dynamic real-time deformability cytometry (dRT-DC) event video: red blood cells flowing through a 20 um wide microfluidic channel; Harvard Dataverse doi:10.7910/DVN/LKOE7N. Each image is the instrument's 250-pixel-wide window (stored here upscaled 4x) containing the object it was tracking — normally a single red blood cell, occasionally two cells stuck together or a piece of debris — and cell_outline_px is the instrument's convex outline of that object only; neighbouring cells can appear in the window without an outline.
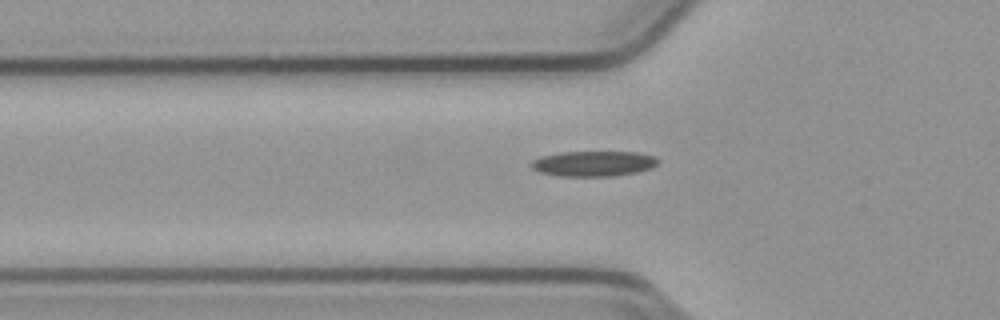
{"species": "common noctule bat (a hibernating species)", "species_latin": "Nyctalus noctula", "temperature_condition": "cold", "stored_images_in_passage": 38, "camera_frame_rate_fps": 3000, "um_per_image_px": 0.085, "animal": {"sex": "male", "body_mass_g": 23.1, "forearm_length_mm": 52.7}, "frame": {"image": 1, "passage_image": 3, "time_ms": 0.667, "image_size_px": [1000, 320], "cell_outline_px": [[660, 160], [652, 168], [636, 172], [612, 176], [560, 176], [540, 172], [532, 168], [528, 164], [532, 160], [540, 156], [560, 152], [636, 152], [656, 156]], "centroid_in_image_um": [50.43, 13.9], "position_along_channel_um": 75.4, "area_um2": 18.84}}
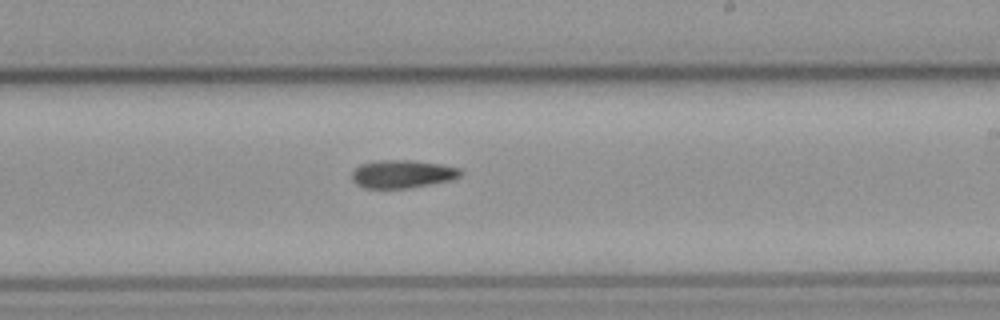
{"frame": {"image": 2, "passage_image": 17, "time_ms": 5.333, "image_size_px": [1000, 320], "cell_outline_px": [[464, 172], [460, 176], [452, 180], [408, 188], [364, 188], [356, 184], [352, 180], [352, 172], [360, 164], [376, 160], [412, 160], [440, 164], [460, 168]], "centroid_in_image_um": [34.2, 14.78], "position_along_channel_um": 254.8, "area_um2": 17.86}}
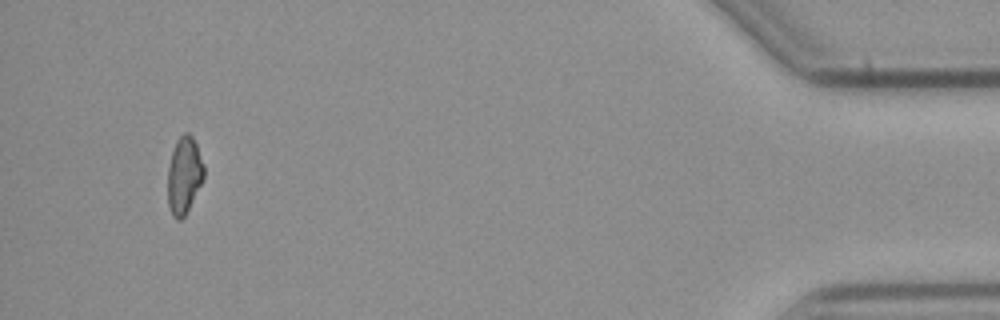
{"frame": {"image": 3, "passage_image": 36, "time_ms": 11.667, "image_size_px": [1000, 320], "cell_outline_px": [[204, 176], [184, 216], [180, 220], [176, 220], [172, 216], [168, 204], [168, 168], [172, 152], [176, 140], [184, 132], [188, 132], [192, 136], [196, 144], [204, 164]], "centroid_in_image_um": [15.64, 14.87], "position_along_channel_um": 419.6, "area_um2": 16.01}, "authors_computed_cell_mechanics": {"area_um2": 17.5423, "velocity_mm_per_s": 3.8183, "shape_relaxation_time_tau1_ms": 10.3357, "shape_relaxation_time_tau2_ms": null, "deformation_change_tau1": 0.1896, "deformation_change_tau2": null}}